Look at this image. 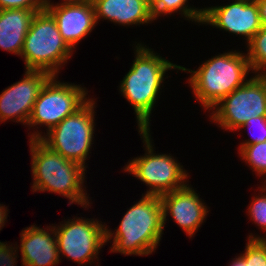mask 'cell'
<instances>
[{
	"label": "cell",
	"mask_w": 266,
	"mask_h": 266,
	"mask_svg": "<svg viewBox=\"0 0 266 266\" xmlns=\"http://www.w3.org/2000/svg\"><path fill=\"white\" fill-rule=\"evenodd\" d=\"M163 208V226L170 215L189 238L194 237L205 222L209 207L191 184L160 196Z\"/></svg>",
	"instance_id": "15"
},
{
	"label": "cell",
	"mask_w": 266,
	"mask_h": 266,
	"mask_svg": "<svg viewBox=\"0 0 266 266\" xmlns=\"http://www.w3.org/2000/svg\"><path fill=\"white\" fill-rule=\"evenodd\" d=\"M244 253L232 258L228 266H266V235L250 233Z\"/></svg>",
	"instance_id": "19"
},
{
	"label": "cell",
	"mask_w": 266,
	"mask_h": 266,
	"mask_svg": "<svg viewBox=\"0 0 266 266\" xmlns=\"http://www.w3.org/2000/svg\"><path fill=\"white\" fill-rule=\"evenodd\" d=\"M7 206L5 207V205L0 203V230H2V228L4 227L5 223L7 222V216H8V211L7 210Z\"/></svg>",
	"instance_id": "26"
},
{
	"label": "cell",
	"mask_w": 266,
	"mask_h": 266,
	"mask_svg": "<svg viewBox=\"0 0 266 266\" xmlns=\"http://www.w3.org/2000/svg\"><path fill=\"white\" fill-rule=\"evenodd\" d=\"M246 55L252 73H266V26H262L247 44Z\"/></svg>",
	"instance_id": "20"
},
{
	"label": "cell",
	"mask_w": 266,
	"mask_h": 266,
	"mask_svg": "<svg viewBox=\"0 0 266 266\" xmlns=\"http://www.w3.org/2000/svg\"><path fill=\"white\" fill-rule=\"evenodd\" d=\"M94 98H90L75 113L64 118L47 133L33 130L28 133L29 140L40 139L51 150L87 168L86 160L90 157V149L94 144L95 106ZM43 134V135H42Z\"/></svg>",
	"instance_id": "6"
},
{
	"label": "cell",
	"mask_w": 266,
	"mask_h": 266,
	"mask_svg": "<svg viewBox=\"0 0 266 266\" xmlns=\"http://www.w3.org/2000/svg\"><path fill=\"white\" fill-rule=\"evenodd\" d=\"M57 79L52 75L42 87L27 123L29 129L45 126L47 133L90 99L85 87Z\"/></svg>",
	"instance_id": "9"
},
{
	"label": "cell",
	"mask_w": 266,
	"mask_h": 266,
	"mask_svg": "<svg viewBox=\"0 0 266 266\" xmlns=\"http://www.w3.org/2000/svg\"><path fill=\"white\" fill-rule=\"evenodd\" d=\"M60 1H73V0H60ZM77 1H89V0H77Z\"/></svg>",
	"instance_id": "27"
},
{
	"label": "cell",
	"mask_w": 266,
	"mask_h": 266,
	"mask_svg": "<svg viewBox=\"0 0 266 266\" xmlns=\"http://www.w3.org/2000/svg\"><path fill=\"white\" fill-rule=\"evenodd\" d=\"M261 186L258 187L260 188L258 195H255L248 205L247 214L249 219L261 228V231L266 232V184Z\"/></svg>",
	"instance_id": "22"
},
{
	"label": "cell",
	"mask_w": 266,
	"mask_h": 266,
	"mask_svg": "<svg viewBox=\"0 0 266 266\" xmlns=\"http://www.w3.org/2000/svg\"><path fill=\"white\" fill-rule=\"evenodd\" d=\"M45 8L57 22L63 40L74 51L78 43L97 26L92 1H61L53 3L46 0Z\"/></svg>",
	"instance_id": "14"
},
{
	"label": "cell",
	"mask_w": 266,
	"mask_h": 266,
	"mask_svg": "<svg viewBox=\"0 0 266 266\" xmlns=\"http://www.w3.org/2000/svg\"><path fill=\"white\" fill-rule=\"evenodd\" d=\"M20 236V246L0 241V266H17L18 251L22 266H55L61 262L53 224L45 228L30 225Z\"/></svg>",
	"instance_id": "11"
},
{
	"label": "cell",
	"mask_w": 266,
	"mask_h": 266,
	"mask_svg": "<svg viewBox=\"0 0 266 266\" xmlns=\"http://www.w3.org/2000/svg\"><path fill=\"white\" fill-rule=\"evenodd\" d=\"M246 129L250 131L251 139L242 140L238 148V152L246 145L256 144L266 141V116H258L250 118L244 125L238 128L239 131ZM248 133V134H250ZM258 134V135H257Z\"/></svg>",
	"instance_id": "23"
},
{
	"label": "cell",
	"mask_w": 266,
	"mask_h": 266,
	"mask_svg": "<svg viewBox=\"0 0 266 266\" xmlns=\"http://www.w3.org/2000/svg\"><path fill=\"white\" fill-rule=\"evenodd\" d=\"M106 227L110 252L122 255L148 256L155 252L164 234L163 208L160 196L142 193V198L127 209L115 231ZM110 240V241H109Z\"/></svg>",
	"instance_id": "2"
},
{
	"label": "cell",
	"mask_w": 266,
	"mask_h": 266,
	"mask_svg": "<svg viewBox=\"0 0 266 266\" xmlns=\"http://www.w3.org/2000/svg\"><path fill=\"white\" fill-rule=\"evenodd\" d=\"M46 0H0V9H44Z\"/></svg>",
	"instance_id": "24"
},
{
	"label": "cell",
	"mask_w": 266,
	"mask_h": 266,
	"mask_svg": "<svg viewBox=\"0 0 266 266\" xmlns=\"http://www.w3.org/2000/svg\"><path fill=\"white\" fill-rule=\"evenodd\" d=\"M133 48L135 59L120 81L119 91L136 114L138 130H150V116L158 101V95L161 94V87L164 86L162 83L168 78L165 74L171 69H177L178 73L180 65L162 58L142 42H138Z\"/></svg>",
	"instance_id": "1"
},
{
	"label": "cell",
	"mask_w": 266,
	"mask_h": 266,
	"mask_svg": "<svg viewBox=\"0 0 266 266\" xmlns=\"http://www.w3.org/2000/svg\"><path fill=\"white\" fill-rule=\"evenodd\" d=\"M210 111V122L229 132H237L250 118L266 116V75L253 74Z\"/></svg>",
	"instance_id": "8"
},
{
	"label": "cell",
	"mask_w": 266,
	"mask_h": 266,
	"mask_svg": "<svg viewBox=\"0 0 266 266\" xmlns=\"http://www.w3.org/2000/svg\"><path fill=\"white\" fill-rule=\"evenodd\" d=\"M201 24L243 36L246 45L262 27L256 0H232L222 6L205 7Z\"/></svg>",
	"instance_id": "12"
},
{
	"label": "cell",
	"mask_w": 266,
	"mask_h": 266,
	"mask_svg": "<svg viewBox=\"0 0 266 266\" xmlns=\"http://www.w3.org/2000/svg\"><path fill=\"white\" fill-rule=\"evenodd\" d=\"M188 1L189 0H148L154 20L164 15L171 16L172 13L179 12L182 17H185V20L201 25L203 8L189 6Z\"/></svg>",
	"instance_id": "18"
},
{
	"label": "cell",
	"mask_w": 266,
	"mask_h": 266,
	"mask_svg": "<svg viewBox=\"0 0 266 266\" xmlns=\"http://www.w3.org/2000/svg\"><path fill=\"white\" fill-rule=\"evenodd\" d=\"M96 22L108 20L119 26L148 25L154 22L148 0H91Z\"/></svg>",
	"instance_id": "16"
},
{
	"label": "cell",
	"mask_w": 266,
	"mask_h": 266,
	"mask_svg": "<svg viewBox=\"0 0 266 266\" xmlns=\"http://www.w3.org/2000/svg\"><path fill=\"white\" fill-rule=\"evenodd\" d=\"M33 192L60 194L69 200L68 205L78 204L91 207L89 195L85 190L86 168L81 164L65 159L51 150L40 139L29 140ZM85 188V189H84ZM86 191V192H85Z\"/></svg>",
	"instance_id": "3"
},
{
	"label": "cell",
	"mask_w": 266,
	"mask_h": 266,
	"mask_svg": "<svg viewBox=\"0 0 266 266\" xmlns=\"http://www.w3.org/2000/svg\"><path fill=\"white\" fill-rule=\"evenodd\" d=\"M241 159L248 164L256 176L262 177L266 184V141L246 145L239 152ZM264 176V177H263Z\"/></svg>",
	"instance_id": "21"
},
{
	"label": "cell",
	"mask_w": 266,
	"mask_h": 266,
	"mask_svg": "<svg viewBox=\"0 0 266 266\" xmlns=\"http://www.w3.org/2000/svg\"><path fill=\"white\" fill-rule=\"evenodd\" d=\"M59 257H66L79 265L99 261L100 250L106 244V227L97 218L74 217L55 225Z\"/></svg>",
	"instance_id": "10"
},
{
	"label": "cell",
	"mask_w": 266,
	"mask_h": 266,
	"mask_svg": "<svg viewBox=\"0 0 266 266\" xmlns=\"http://www.w3.org/2000/svg\"><path fill=\"white\" fill-rule=\"evenodd\" d=\"M180 71L190 73L187 83L194 98L209 112L225 96L244 85L252 72L246 53L239 49L212 56L197 70L180 66Z\"/></svg>",
	"instance_id": "4"
},
{
	"label": "cell",
	"mask_w": 266,
	"mask_h": 266,
	"mask_svg": "<svg viewBox=\"0 0 266 266\" xmlns=\"http://www.w3.org/2000/svg\"><path fill=\"white\" fill-rule=\"evenodd\" d=\"M52 75L41 70H25L24 78L0 94V123L7 120L27 125L39 93Z\"/></svg>",
	"instance_id": "13"
},
{
	"label": "cell",
	"mask_w": 266,
	"mask_h": 266,
	"mask_svg": "<svg viewBox=\"0 0 266 266\" xmlns=\"http://www.w3.org/2000/svg\"><path fill=\"white\" fill-rule=\"evenodd\" d=\"M262 26H266V0H256Z\"/></svg>",
	"instance_id": "25"
},
{
	"label": "cell",
	"mask_w": 266,
	"mask_h": 266,
	"mask_svg": "<svg viewBox=\"0 0 266 266\" xmlns=\"http://www.w3.org/2000/svg\"><path fill=\"white\" fill-rule=\"evenodd\" d=\"M72 55L73 50L63 40L52 14L46 8L36 12L20 55L25 69L58 76Z\"/></svg>",
	"instance_id": "5"
},
{
	"label": "cell",
	"mask_w": 266,
	"mask_h": 266,
	"mask_svg": "<svg viewBox=\"0 0 266 266\" xmlns=\"http://www.w3.org/2000/svg\"><path fill=\"white\" fill-rule=\"evenodd\" d=\"M138 133L143 140L145 154L129 160L123 170L149 187L144 194L161 196L188 184L189 173L176 158L170 153L154 152L150 130H138Z\"/></svg>",
	"instance_id": "7"
},
{
	"label": "cell",
	"mask_w": 266,
	"mask_h": 266,
	"mask_svg": "<svg viewBox=\"0 0 266 266\" xmlns=\"http://www.w3.org/2000/svg\"><path fill=\"white\" fill-rule=\"evenodd\" d=\"M42 9H0V49L20 57L36 12Z\"/></svg>",
	"instance_id": "17"
}]
</instances>
